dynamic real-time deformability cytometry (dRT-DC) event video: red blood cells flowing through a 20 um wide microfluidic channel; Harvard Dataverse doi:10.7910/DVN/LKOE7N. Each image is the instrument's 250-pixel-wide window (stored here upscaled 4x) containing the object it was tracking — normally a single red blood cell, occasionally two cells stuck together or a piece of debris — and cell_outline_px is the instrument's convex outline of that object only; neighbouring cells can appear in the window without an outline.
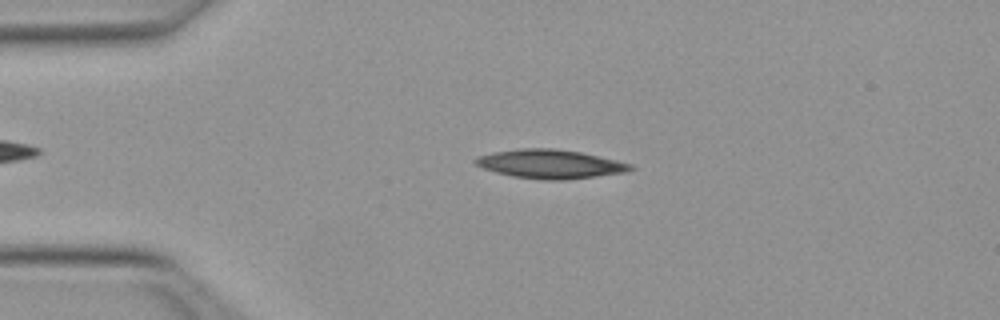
{"species": "Egyptian fruit bat (a non-hibernating species)", "species_latin": "Rousettus aegyptiacus", "temperature_condition": "warm", "stored_images_in_passage": 44, "camera_frame_rate_fps": 3000, "um_per_image_px": 0.085, "animal": {"sex": "female"}, "frame": {"image": 1, "passage_image": 10, "time_ms": 3.0, "image_size_px": [1000, 320], "cell_outline_px": [[636, 168], [624, 172], [564, 180], [540, 180], [512, 176], [496, 172], [484, 168], [476, 164], [472, 160], [476, 156], [492, 152], [520, 148], [556, 148], [580, 152], [616, 160], [632, 164]], "centroid_in_image_um": [46.72, 13.93], "position_along_channel_um": 38.3, "area_um2": 26.07}}
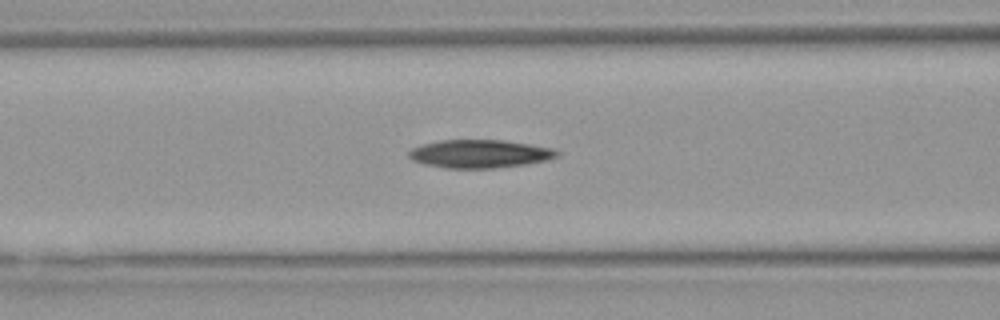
{"frame": {"image": 2, "passage_image": 19, "time_ms": 6.0, "image_size_px": [1000, 320], "cell_outline_px": [[560, 152], [556, 156], [544, 160], [524, 164], [492, 168], [444, 168], [424, 164], [412, 160], [408, 156], [408, 152], [412, 148], [420, 144], [440, 140], [504, 140], [552, 148]], "centroid_in_image_um": [40.7, 13.07], "position_along_channel_um": 125.9, "area_um2": 24.16}}
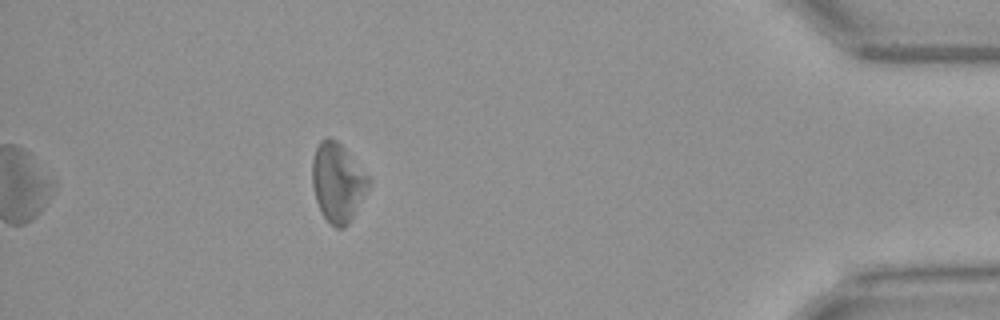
{"frame": {"image": 3, "passage_image": 44, "time_ms": 14.333, "image_size_px": [1000, 320], "cell_outline_px": [[372, 184], [348, 224], [344, 228], [336, 228], [324, 216], [316, 200], [312, 184], [312, 160], [316, 148], [320, 140], [328, 136], [336, 140], [344, 148], [372, 180]], "centroid_in_image_um": [28.71, 15.49], "position_along_channel_um": 406.5, "area_um2": 25.84}, "authors_computed_cell_mechanics": {"area_um2": 25.0563, "velocity_mm_per_s": 3.9924, "shape_relaxation_time_tau1_ms": 7.3981, "shape_relaxation_time_tau2_ms": 9.0727, "deformation_change_tau1": 0.1591, "deformation_change_tau2": 0.2614}}